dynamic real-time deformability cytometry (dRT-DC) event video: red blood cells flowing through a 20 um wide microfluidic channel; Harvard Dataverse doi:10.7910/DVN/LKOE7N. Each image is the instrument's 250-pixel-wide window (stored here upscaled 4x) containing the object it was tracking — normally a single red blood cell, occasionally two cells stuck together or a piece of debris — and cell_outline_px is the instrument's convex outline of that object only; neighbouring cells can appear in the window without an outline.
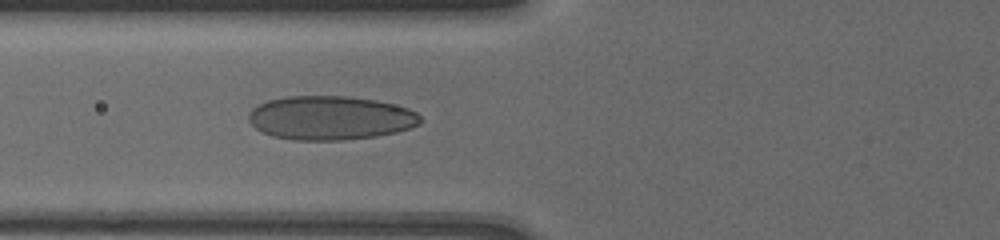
{"species": "human", "species_latin": "Homo sapiens", "temperature_condition": "cold", "stored_images_in_passage": 42, "camera_frame_rate_fps": 3000, "um_per_image_px": 0.085, "donor": {"sex": "male"}, "frame": {"image": 1, "passage_image": 15, "time_ms": 5.333, "image_size_px": [1000, 240], "cell_outline_px": [[420, 124], [396, 132], [376, 136], [344, 140], [292, 140], [272, 136], [256, 128], [248, 120], [248, 112], [252, 108], [268, 100], [288, 96], [348, 96], [376, 100], [408, 108], [416, 112], [420, 116]], "centroid_in_image_um": [28.06, 10.02], "position_along_channel_um": 97.7, "area_um2": 43.93}}
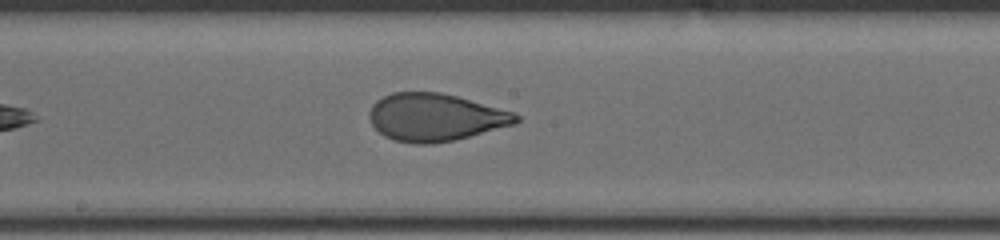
{"frame": {"image": 2, "passage_image": 23, "time_ms": 8.333, "image_size_px": [1000, 240], "cell_outline_px": [[520, 120], [516, 124], [456, 140], [432, 144], [416, 144], [396, 140], [384, 136], [372, 124], [368, 116], [368, 112], [372, 104], [376, 100], [392, 92], [440, 92], [456, 96], [516, 112], [520, 116]], "centroid_in_image_um": [37.02, 9.97], "position_along_channel_um": 211.2, "area_um2": 40.92}}
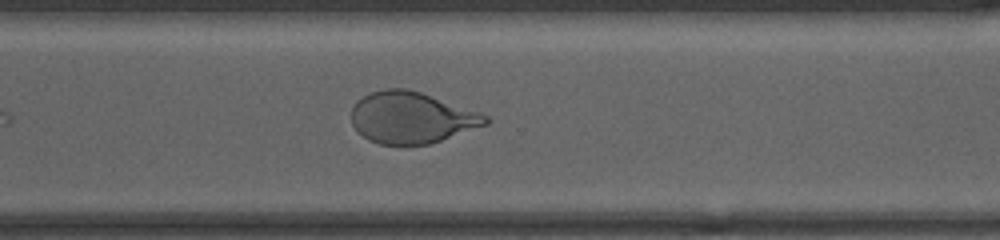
{"frame": {"image": 3, "passage_image": 32, "time_ms": 11.667, "image_size_px": [1000, 240], "cell_outline_px": [[488, 124], [428, 144], [380, 144], [368, 140], [356, 132], [352, 124], [352, 108], [356, 100], [372, 92], [384, 88], [404, 88], [420, 92], [480, 112], [488, 116]], "centroid_in_image_um": [34.94, 9.99], "position_along_channel_um": 335.7, "area_um2": 40.0}, "authors_computed_cell_mechanics": {"area_um2": 43.2922, "velocity_mm_per_s": 3.7555, "shape_relaxation_time_tau1_ms": 7.4849, "shape_relaxation_time_tau2_ms": null, "deformation_change_tau1": 0.2045, "deformation_change_tau2": null}}